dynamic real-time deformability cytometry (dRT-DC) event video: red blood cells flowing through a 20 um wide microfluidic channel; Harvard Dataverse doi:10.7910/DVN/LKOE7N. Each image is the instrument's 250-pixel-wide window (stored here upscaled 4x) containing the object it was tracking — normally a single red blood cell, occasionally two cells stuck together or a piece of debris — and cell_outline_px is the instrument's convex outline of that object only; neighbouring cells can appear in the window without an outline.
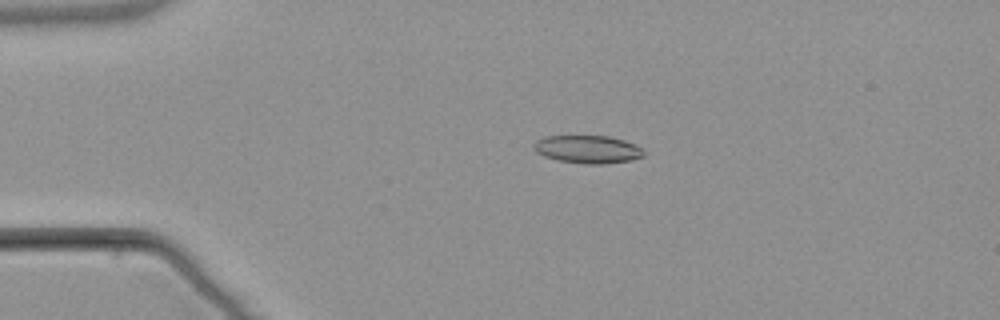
{"species": "common noctule bat (a hibernating species)", "species_latin": "Nyctalus noctula", "temperature_condition": "warm", "stored_images_in_passage": 3, "camera_frame_rate_fps": 3000, "um_per_image_px": 0.085, "animal": {"sex": "male", "body_mass_g": 21.5, "forearm_length_mm": 52.0}, "frame": {"image": 1, "passage_image": 2, "time_ms": 1.333, "image_size_px": [1000, 320], "cell_outline_px": [[644, 156], [632, 160], [604, 164], [584, 164], [556, 160], [544, 156], [536, 152], [532, 148], [532, 144], [536, 140], [544, 136], [608, 136], [624, 140], [636, 144], [644, 148]], "centroid_in_image_um": [49.95, 12.69], "position_along_channel_um": 35.0, "area_um2": 18.21}}